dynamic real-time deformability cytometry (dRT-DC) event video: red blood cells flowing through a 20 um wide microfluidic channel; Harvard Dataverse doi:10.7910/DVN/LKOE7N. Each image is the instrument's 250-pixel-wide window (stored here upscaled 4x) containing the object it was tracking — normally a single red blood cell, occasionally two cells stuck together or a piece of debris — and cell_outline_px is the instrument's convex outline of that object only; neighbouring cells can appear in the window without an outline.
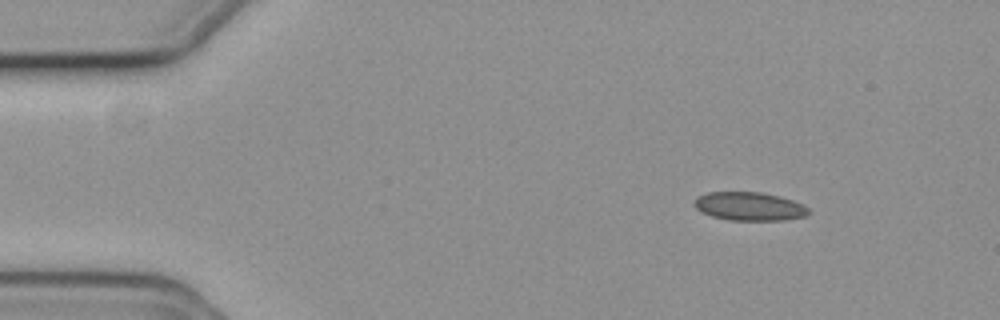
{"species": "common noctule bat (a hibernating species)", "species_latin": "Nyctalus noctula", "temperature_condition": "cold", "stored_images_in_passage": 56, "camera_frame_rate_fps": 3000, "um_per_image_px": 0.085, "animal": {"sex": "female", "body_mass_g": 19.3, "forearm_length_mm": 54.1}, "frame": {"image": 1, "passage_image": 7, "time_ms": 2.0, "image_size_px": [1000, 320], "cell_outline_px": [[808, 212], [804, 216], [784, 220], [728, 220], [712, 216], [696, 208], [692, 204], [692, 200], [696, 196], [708, 192], [760, 192], [780, 196], [804, 204], [808, 208]], "centroid_in_image_um": [63.65, 17.53], "position_along_channel_um": 21.3, "area_um2": 19.02}}
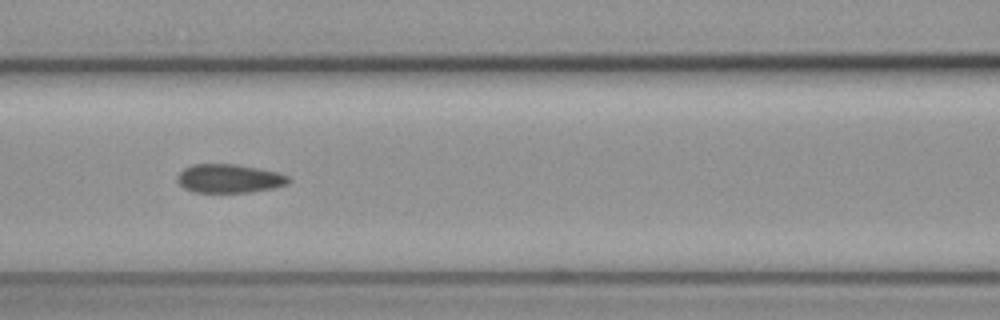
{"frame": {"image": 2, "passage_image": 24, "time_ms": 7.667, "image_size_px": [1000, 320], "cell_outline_px": [[292, 180], [288, 184], [272, 188], [252, 192], [192, 192], [184, 188], [176, 180], [176, 176], [184, 168], [192, 164], [236, 164], [276, 172], [288, 176]], "centroid_in_image_um": [19.46, 15.18], "position_along_channel_um": 147.1, "area_um2": 18.61}}
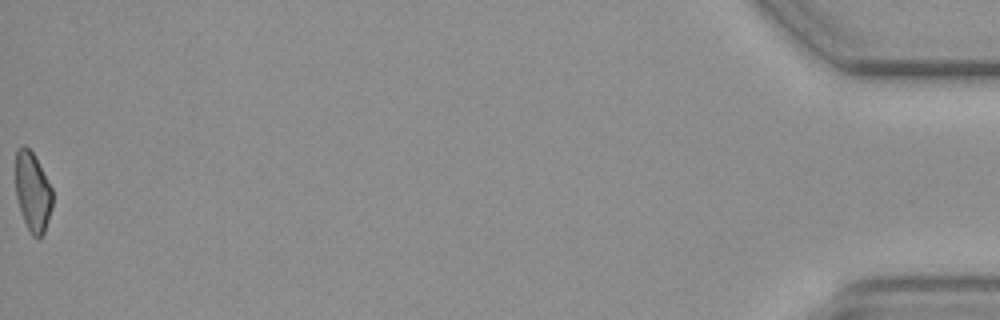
{"frame": {"image": 3, "passage_image": 56, "time_ms": 18.333, "image_size_px": [1000, 320], "cell_outline_px": [[52, 208], [44, 232], [40, 236], [32, 236], [20, 212], [16, 196], [16, 148], [24, 144], [32, 152], [52, 188]], "centroid_in_image_um": [2.76, 16.29], "position_along_channel_um": 432.4, "area_um2": 16.88}, "authors_computed_cell_mechanics": {"area_um2": 18.9584, "velocity_mm_per_s": 3.7067, "shape_relaxation_time_tau1_ms": null, "shape_relaxation_time_tau2_ms": 3.4627, "deformation_change_tau1": null, "deformation_change_tau2": 0.1058}}